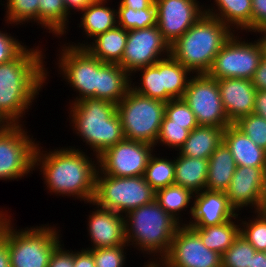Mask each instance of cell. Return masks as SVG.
<instances>
[{
	"label": "cell",
	"mask_w": 266,
	"mask_h": 267,
	"mask_svg": "<svg viewBox=\"0 0 266 267\" xmlns=\"http://www.w3.org/2000/svg\"><path fill=\"white\" fill-rule=\"evenodd\" d=\"M41 48L28 46L12 61L0 64L1 124L22 125L25 120L21 118L26 116L47 83L49 72L45 67V51Z\"/></svg>",
	"instance_id": "1"
},
{
	"label": "cell",
	"mask_w": 266,
	"mask_h": 267,
	"mask_svg": "<svg viewBox=\"0 0 266 267\" xmlns=\"http://www.w3.org/2000/svg\"><path fill=\"white\" fill-rule=\"evenodd\" d=\"M40 145L38 141L34 154V171L40 169L39 175H43L48 192L56 196H72L86 204L92 202L99 170L98 157L90 158L83 149L76 146L59 147L48 152V149L45 151Z\"/></svg>",
	"instance_id": "2"
},
{
	"label": "cell",
	"mask_w": 266,
	"mask_h": 267,
	"mask_svg": "<svg viewBox=\"0 0 266 267\" xmlns=\"http://www.w3.org/2000/svg\"><path fill=\"white\" fill-rule=\"evenodd\" d=\"M69 122L73 133L98 157L109 147L125 139L116 104L84 98L69 105Z\"/></svg>",
	"instance_id": "3"
},
{
	"label": "cell",
	"mask_w": 266,
	"mask_h": 267,
	"mask_svg": "<svg viewBox=\"0 0 266 267\" xmlns=\"http://www.w3.org/2000/svg\"><path fill=\"white\" fill-rule=\"evenodd\" d=\"M124 226L129 247L132 245L141 254L149 255L148 260H162L181 224L153 201L127 212Z\"/></svg>",
	"instance_id": "4"
},
{
	"label": "cell",
	"mask_w": 266,
	"mask_h": 267,
	"mask_svg": "<svg viewBox=\"0 0 266 267\" xmlns=\"http://www.w3.org/2000/svg\"><path fill=\"white\" fill-rule=\"evenodd\" d=\"M233 33L221 20L204 13L170 45V55L193 74H207Z\"/></svg>",
	"instance_id": "5"
},
{
	"label": "cell",
	"mask_w": 266,
	"mask_h": 267,
	"mask_svg": "<svg viewBox=\"0 0 266 267\" xmlns=\"http://www.w3.org/2000/svg\"><path fill=\"white\" fill-rule=\"evenodd\" d=\"M11 218L8 214L10 266L47 267L54 249L63 241L60 227L48 223L17 230Z\"/></svg>",
	"instance_id": "6"
},
{
	"label": "cell",
	"mask_w": 266,
	"mask_h": 267,
	"mask_svg": "<svg viewBox=\"0 0 266 267\" xmlns=\"http://www.w3.org/2000/svg\"><path fill=\"white\" fill-rule=\"evenodd\" d=\"M166 102L136 93L131 88L116 105L124 137L155 145L165 115Z\"/></svg>",
	"instance_id": "7"
},
{
	"label": "cell",
	"mask_w": 266,
	"mask_h": 267,
	"mask_svg": "<svg viewBox=\"0 0 266 267\" xmlns=\"http://www.w3.org/2000/svg\"><path fill=\"white\" fill-rule=\"evenodd\" d=\"M155 196L156 191L149 186L144 176L115 177L98 171L92 202L101 208L124 215L152 203Z\"/></svg>",
	"instance_id": "8"
},
{
	"label": "cell",
	"mask_w": 266,
	"mask_h": 267,
	"mask_svg": "<svg viewBox=\"0 0 266 267\" xmlns=\"http://www.w3.org/2000/svg\"><path fill=\"white\" fill-rule=\"evenodd\" d=\"M24 128V124L0 125V180L18 181L34 170L38 141Z\"/></svg>",
	"instance_id": "9"
},
{
	"label": "cell",
	"mask_w": 266,
	"mask_h": 267,
	"mask_svg": "<svg viewBox=\"0 0 266 267\" xmlns=\"http://www.w3.org/2000/svg\"><path fill=\"white\" fill-rule=\"evenodd\" d=\"M59 46L61 49L55 64L59 69L58 74L78 93L69 104L84 98L97 99L98 58L86 48L71 46L66 41Z\"/></svg>",
	"instance_id": "10"
},
{
	"label": "cell",
	"mask_w": 266,
	"mask_h": 267,
	"mask_svg": "<svg viewBox=\"0 0 266 267\" xmlns=\"http://www.w3.org/2000/svg\"><path fill=\"white\" fill-rule=\"evenodd\" d=\"M237 34V35H236ZM234 32L215 56L212 67L207 72L210 78H240L252 80L259 62L264 56L253 41L241 40Z\"/></svg>",
	"instance_id": "11"
},
{
	"label": "cell",
	"mask_w": 266,
	"mask_h": 267,
	"mask_svg": "<svg viewBox=\"0 0 266 267\" xmlns=\"http://www.w3.org/2000/svg\"><path fill=\"white\" fill-rule=\"evenodd\" d=\"M183 99L194 113L198 125L225 129L232 124L223 107L218 81L207 74H195L190 78Z\"/></svg>",
	"instance_id": "12"
},
{
	"label": "cell",
	"mask_w": 266,
	"mask_h": 267,
	"mask_svg": "<svg viewBox=\"0 0 266 267\" xmlns=\"http://www.w3.org/2000/svg\"><path fill=\"white\" fill-rule=\"evenodd\" d=\"M169 55L170 45L164 39L157 25L133 29L127 31L126 46L119 65L133 79L137 70L154 65Z\"/></svg>",
	"instance_id": "13"
},
{
	"label": "cell",
	"mask_w": 266,
	"mask_h": 267,
	"mask_svg": "<svg viewBox=\"0 0 266 267\" xmlns=\"http://www.w3.org/2000/svg\"><path fill=\"white\" fill-rule=\"evenodd\" d=\"M154 149L149 143L124 139L98 156V171L115 177L144 176Z\"/></svg>",
	"instance_id": "14"
},
{
	"label": "cell",
	"mask_w": 266,
	"mask_h": 267,
	"mask_svg": "<svg viewBox=\"0 0 266 267\" xmlns=\"http://www.w3.org/2000/svg\"><path fill=\"white\" fill-rule=\"evenodd\" d=\"M162 261L169 267H221L222 260L218 252L203 244L191 227L181 225Z\"/></svg>",
	"instance_id": "15"
},
{
	"label": "cell",
	"mask_w": 266,
	"mask_h": 267,
	"mask_svg": "<svg viewBox=\"0 0 266 267\" xmlns=\"http://www.w3.org/2000/svg\"><path fill=\"white\" fill-rule=\"evenodd\" d=\"M200 3L197 0H155L157 27L169 45L204 14V5Z\"/></svg>",
	"instance_id": "16"
},
{
	"label": "cell",
	"mask_w": 266,
	"mask_h": 267,
	"mask_svg": "<svg viewBox=\"0 0 266 267\" xmlns=\"http://www.w3.org/2000/svg\"><path fill=\"white\" fill-rule=\"evenodd\" d=\"M94 211L89 212L87 232L92 243L86 249L116 247L126 244L124 215L110 209H104L89 202Z\"/></svg>",
	"instance_id": "17"
},
{
	"label": "cell",
	"mask_w": 266,
	"mask_h": 267,
	"mask_svg": "<svg viewBox=\"0 0 266 267\" xmlns=\"http://www.w3.org/2000/svg\"><path fill=\"white\" fill-rule=\"evenodd\" d=\"M193 199L192 216H190L189 221H184V225L188 227L219 225L237 214L236 210L229 204L225 192L205 189L194 193Z\"/></svg>",
	"instance_id": "18"
},
{
	"label": "cell",
	"mask_w": 266,
	"mask_h": 267,
	"mask_svg": "<svg viewBox=\"0 0 266 267\" xmlns=\"http://www.w3.org/2000/svg\"><path fill=\"white\" fill-rule=\"evenodd\" d=\"M265 167L237 166L226 196L237 213L244 208L258 211L259 197ZM244 207V208H243Z\"/></svg>",
	"instance_id": "19"
},
{
	"label": "cell",
	"mask_w": 266,
	"mask_h": 267,
	"mask_svg": "<svg viewBox=\"0 0 266 267\" xmlns=\"http://www.w3.org/2000/svg\"><path fill=\"white\" fill-rule=\"evenodd\" d=\"M217 81L224 110L232 124L253 113L257 90L252 80L225 78Z\"/></svg>",
	"instance_id": "20"
},
{
	"label": "cell",
	"mask_w": 266,
	"mask_h": 267,
	"mask_svg": "<svg viewBox=\"0 0 266 267\" xmlns=\"http://www.w3.org/2000/svg\"><path fill=\"white\" fill-rule=\"evenodd\" d=\"M109 0H95L89 4L84 10L78 14L80 15L79 28L84 32V35L87 36L82 41V43L69 42L67 44L75 47H85L88 44V39L95 38L101 33L113 29L117 26V9L107 6ZM84 42V43H83ZM74 43V44H73Z\"/></svg>",
	"instance_id": "21"
},
{
	"label": "cell",
	"mask_w": 266,
	"mask_h": 267,
	"mask_svg": "<svg viewBox=\"0 0 266 267\" xmlns=\"http://www.w3.org/2000/svg\"><path fill=\"white\" fill-rule=\"evenodd\" d=\"M223 143L229 149L237 166L266 167V151L258 147L234 124L225 128Z\"/></svg>",
	"instance_id": "22"
},
{
	"label": "cell",
	"mask_w": 266,
	"mask_h": 267,
	"mask_svg": "<svg viewBox=\"0 0 266 267\" xmlns=\"http://www.w3.org/2000/svg\"><path fill=\"white\" fill-rule=\"evenodd\" d=\"M131 88V76L115 63L98 59L97 99L118 104Z\"/></svg>",
	"instance_id": "23"
},
{
	"label": "cell",
	"mask_w": 266,
	"mask_h": 267,
	"mask_svg": "<svg viewBox=\"0 0 266 267\" xmlns=\"http://www.w3.org/2000/svg\"><path fill=\"white\" fill-rule=\"evenodd\" d=\"M204 13L221 20L233 32L247 33L251 28L252 0H214L213 5H205Z\"/></svg>",
	"instance_id": "24"
},
{
	"label": "cell",
	"mask_w": 266,
	"mask_h": 267,
	"mask_svg": "<svg viewBox=\"0 0 266 267\" xmlns=\"http://www.w3.org/2000/svg\"><path fill=\"white\" fill-rule=\"evenodd\" d=\"M223 128L198 125L192 130L179 149V154L199 159H209L211 154L223 142Z\"/></svg>",
	"instance_id": "25"
},
{
	"label": "cell",
	"mask_w": 266,
	"mask_h": 267,
	"mask_svg": "<svg viewBox=\"0 0 266 267\" xmlns=\"http://www.w3.org/2000/svg\"><path fill=\"white\" fill-rule=\"evenodd\" d=\"M237 168L236 162L227 146L222 142L211 154L205 189L226 192Z\"/></svg>",
	"instance_id": "26"
},
{
	"label": "cell",
	"mask_w": 266,
	"mask_h": 267,
	"mask_svg": "<svg viewBox=\"0 0 266 267\" xmlns=\"http://www.w3.org/2000/svg\"><path fill=\"white\" fill-rule=\"evenodd\" d=\"M86 48L94 57L104 63L119 64L124 54L127 31L120 26L101 33L92 39Z\"/></svg>",
	"instance_id": "27"
},
{
	"label": "cell",
	"mask_w": 266,
	"mask_h": 267,
	"mask_svg": "<svg viewBox=\"0 0 266 267\" xmlns=\"http://www.w3.org/2000/svg\"><path fill=\"white\" fill-rule=\"evenodd\" d=\"M176 153L174 184L188 188L193 193L205 190L209 159L187 157Z\"/></svg>",
	"instance_id": "28"
},
{
	"label": "cell",
	"mask_w": 266,
	"mask_h": 267,
	"mask_svg": "<svg viewBox=\"0 0 266 267\" xmlns=\"http://www.w3.org/2000/svg\"><path fill=\"white\" fill-rule=\"evenodd\" d=\"M240 214V212L237 213L232 219L219 225L191 228L200 236L203 244L208 249L222 255L240 234V222L238 219Z\"/></svg>",
	"instance_id": "29"
},
{
	"label": "cell",
	"mask_w": 266,
	"mask_h": 267,
	"mask_svg": "<svg viewBox=\"0 0 266 267\" xmlns=\"http://www.w3.org/2000/svg\"><path fill=\"white\" fill-rule=\"evenodd\" d=\"M193 73L171 55L161 60L162 89H165V102L181 99L184 96Z\"/></svg>",
	"instance_id": "30"
},
{
	"label": "cell",
	"mask_w": 266,
	"mask_h": 267,
	"mask_svg": "<svg viewBox=\"0 0 266 267\" xmlns=\"http://www.w3.org/2000/svg\"><path fill=\"white\" fill-rule=\"evenodd\" d=\"M193 197L194 193L190 189L173 184L158 189L156 191L155 201L176 221L184 225L183 219L181 218V211L186 212V210H189L187 214L192 216Z\"/></svg>",
	"instance_id": "31"
},
{
	"label": "cell",
	"mask_w": 266,
	"mask_h": 267,
	"mask_svg": "<svg viewBox=\"0 0 266 267\" xmlns=\"http://www.w3.org/2000/svg\"><path fill=\"white\" fill-rule=\"evenodd\" d=\"M69 18L71 16L65 8L64 0H39L37 26L49 30V34L61 38L68 33Z\"/></svg>",
	"instance_id": "32"
},
{
	"label": "cell",
	"mask_w": 266,
	"mask_h": 267,
	"mask_svg": "<svg viewBox=\"0 0 266 267\" xmlns=\"http://www.w3.org/2000/svg\"><path fill=\"white\" fill-rule=\"evenodd\" d=\"M157 157L153 153L147 163L144 178L155 191L174 184L175 180V157Z\"/></svg>",
	"instance_id": "33"
},
{
	"label": "cell",
	"mask_w": 266,
	"mask_h": 267,
	"mask_svg": "<svg viewBox=\"0 0 266 267\" xmlns=\"http://www.w3.org/2000/svg\"><path fill=\"white\" fill-rule=\"evenodd\" d=\"M140 72L138 84L131 79V89L136 93L165 102V89H162L161 60L154 65L143 67L134 74ZM137 84V85H136Z\"/></svg>",
	"instance_id": "34"
},
{
	"label": "cell",
	"mask_w": 266,
	"mask_h": 267,
	"mask_svg": "<svg viewBox=\"0 0 266 267\" xmlns=\"http://www.w3.org/2000/svg\"><path fill=\"white\" fill-rule=\"evenodd\" d=\"M5 23L9 27V24L24 25L28 22L38 23V6L39 0H5ZM2 2V0H1Z\"/></svg>",
	"instance_id": "35"
},
{
	"label": "cell",
	"mask_w": 266,
	"mask_h": 267,
	"mask_svg": "<svg viewBox=\"0 0 266 267\" xmlns=\"http://www.w3.org/2000/svg\"><path fill=\"white\" fill-rule=\"evenodd\" d=\"M253 218L245 216L240 221V234L256 249V251H266V213L254 211ZM256 216H255V215ZM244 219H247V221ZM249 219V220H248ZM242 220V221H241Z\"/></svg>",
	"instance_id": "36"
},
{
	"label": "cell",
	"mask_w": 266,
	"mask_h": 267,
	"mask_svg": "<svg viewBox=\"0 0 266 267\" xmlns=\"http://www.w3.org/2000/svg\"><path fill=\"white\" fill-rule=\"evenodd\" d=\"M117 25L126 31L155 26L157 25L156 8L133 10L118 4Z\"/></svg>",
	"instance_id": "37"
},
{
	"label": "cell",
	"mask_w": 266,
	"mask_h": 267,
	"mask_svg": "<svg viewBox=\"0 0 266 267\" xmlns=\"http://www.w3.org/2000/svg\"><path fill=\"white\" fill-rule=\"evenodd\" d=\"M256 249L241 235L221 255V267H251Z\"/></svg>",
	"instance_id": "38"
},
{
	"label": "cell",
	"mask_w": 266,
	"mask_h": 267,
	"mask_svg": "<svg viewBox=\"0 0 266 267\" xmlns=\"http://www.w3.org/2000/svg\"><path fill=\"white\" fill-rule=\"evenodd\" d=\"M189 134L187 125L170 124V119L164 115L154 148L158 145H164L168 149L172 148L173 150L174 148L175 151H179Z\"/></svg>",
	"instance_id": "39"
},
{
	"label": "cell",
	"mask_w": 266,
	"mask_h": 267,
	"mask_svg": "<svg viewBox=\"0 0 266 267\" xmlns=\"http://www.w3.org/2000/svg\"><path fill=\"white\" fill-rule=\"evenodd\" d=\"M234 125L266 151V120L263 117L252 113L240 118Z\"/></svg>",
	"instance_id": "40"
},
{
	"label": "cell",
	"mask_w": 266,
	"mask_h": 267,
	"mask_svg": "<svg viewBox=\"0 0 266 267\" xmlns=\"http://www.w3.org/2000/svg\"><path fill=\"white\" fill-rule=\"evenodd\" d=\"M165 116L170 119V124L187 125L190 132L198 126L194 113L183 98L166 102Z\"/></svg>",
	"instance_id": "41"
},
{
	"label": "cell",
	"mask_w": 266,
	"mask_h": 267,
	"mask_svg": "<svg viewBox=\"0 0 266 267\" xmlns=\"http://www.w3.org/2000/svg\"><path fill=\"white\" fill-rule=\"evenodd\" d=\"M126 247V248H125ZM129 245L89 249L95 261V267H124L126 264V251Z\"/></svg>",
	"instance_id": "42"
},
{
	"label": "cell",
	"mask_w": 266,
	"mask_h": 267,
	"mask_svg": "<svg viewBox=\"0 0 266 267\" xmlns=\"http://www.w3.org/2000/svg\"><path fill=\"white\" fill-rule=\"evenodd\" d=\"M14 35L7 31L0 30V64L7 63L15 59L25 48Z\"/></svg>",
	"instance_id": "43"
},
{
	"label": "cell",
	"mask_w": 266,
	"mask_h": 267,
	"mask_svg": "<svg viewBox=\"0 0 266 267\" xmlns=\"http://www.w3.org/2000/svg\"><path fill=\"white\" fill-rule=\"evenodd\" d=\"M47 267H74V251L66 249L61 242L51 254Z\"/></svg>",
	"instance_id": "44"
},
{
	"label": "cell",
	"mask_w": 266,
	"mask_h": 267,
	"mask_svg": "<svg viewBox=\"0 0 266 267\" xmlns=\"http://www.w3.org/2000/svg\"><path fill=\"white\" fill-rule=\"evenodd\" d=\"M8 213L0 218V267H11L8 249Z\"/></svg>",
	"instance_id": "45"
},
{
	"label": "cell",
	"mask_w": 266,
	"mask_h": 267,
	"mask_svg": "<svg viewBox=\"0 0 266 267\" xmlns=\"http://www.w3.org/2000/svg\"><path fill=\"white\" fill-rule=\"evenodd\" d=\"M266 23V0H252L251 27Z\"/></svg>",
	"instance_id": "46"
},
{
	"label": "cell",
	"mask_w": 266,
	"mask_h": 267,
	"mask_svg": "<svg viewBox=\"0 0 266 267\" xmlns=\"http://www.w3.org/2000/svg\"><path fill=\"white\" fill-rule=\"evenodd\" d=\"M253 86L257 91L266 90V57L263 56L259 62L252 78Z\"/></svg>",
	"instance_id": "47"
},
{
	"label": "cell",
	"mask_w": 266,
	"mask_h": 267,
	"mask_svg": "<svg viewBox=\"0 0 266 267\" xmlns=\"http://www.w3.org/2000/svg\"><path fill=\"white\" fill-rule=\"evenodd\" d=\"M74 267H95V261L89 249L74 250Z\"/></svg>",
	"instance_id": "48"
},
{
	"label": "cell",
	"mask_w": 266,
	"mask_h": 267,
	"mask_svg": "<svg viewBox=\"0 0 266 267\" xmlns=\"http://www.w3.org/2000/svg\"><path fill=\"white\" fill-rule=\"evenodd\" d=\"M248 33H256L260 36L259 38H257L254 40V42L256 43L257 47L262 51L263 55L266 54V23L265 24H260V25H255L253 27H251L248 31Z\"/></svg>",
	"instance_id": "49"
},
{
	"label": "cell",
	"mask_w": 266,
	"mask_h": 267,
	"mask_svg": "<svg viewBox=\"0 0 266 267\" xmlns=\"http://www.w3.org/2000/svg\"><path fill=\"white\" fill-rule=\"evenodd\" d=\"M253 113L266 120V90L256 92Z\"/></svg>",
	"instance_id": "50"
},
{
	"label": "cell",
	"mask_w": 266,
	"mask_h": 267,
	"mask_svg": "<svg viewBox=\"0 0 266 267\" xmlns=\"http://www.w3.org/2000/svg\"><path fill=\"white\" fill-rule=\"evenodd\" d=\"M118 3L121 7L132 8L133 10L156 8L155 0H120Z\"/></svg>",
	"instance_id": "51"
},
{
	"label": "cell",
	"mask_w": 266,
	"mask_h": 267,
	"mask_svg": "<svg viewBox=\"0 0 266 267\" xmlns=\"http://www.w3.org/2000/svg\"><path fill=\"white\" fill-rule=\"evenodd\" d=\"M94 1L95 0H64V4L67 12L71 15V12H74L73 14H75L76 11L81 12Z\"/></svg>",
	"instance_id": "52"
},
{
	"label": "cell",
	"mask_w": 266,
	"mask_h": 267,
	"mask_svg": "<svg viewBox=\"0 0 266 267\" xmlns=\"http://www.w3.org/2000/svg\"><path fill=\"white\" fill-rule=\"evenodd\" d=\"M259 212H266V167L263 172V180H262V187L259 197V205H258Z\"/></svg>",
	"instance_id": "53"
},
{
	"label": "cell",
	"mask_w": 266,
	"mask_h": 267,
	"mask_svg": "<svg viewBox=\"0 0 266 267\" xmlns=\"http://www.w3.org/2000/svg\"><path fill=\"white\" fill-rule=\"evenodd\" d=\"M251 267H266V252L256 251L252 255Z\"/></svg>",
	"instance_id": "54"
},
{
	"label": "cell",
	"mask_w": 266,
	"mask_h": 267,
	"mask_svg": "<svg viewBox=\"0 0 266 267\" xmlns=\"http://www.w3.org/2000/svg\"><path fill=\"white\" fill-rule=\"evenodd\" d=\"M143 267H159V260H147Z\"/></svg>",
	"instance_id": "55"
},
{
	"label": "cell",
	"mask_w": 266,
	"mask_h": 267,
	"mask_svg": "<svg viewBox=\"0 0 266 267\" xmlns=\"http://www.w3.org/2000/svg\"><path fill=\"white\" fill-rule=\"evenodd\" d=\"M159 267H169V266L162 260H159Z\"/></svg>",
	"instance_id": "56"
},
{
	"label": "cell",
	"mask_w": 266,
	"mask_h": 267,
	"mask_svg": "<svg viewBox=\"0 0 266 267\" xmlns=\"http://www.w3.org/2000/svg\"><path fill=\"white\" fill-rule=\"evenodd\" d=\"M0 209H1V208H0ZM5 212H6V210L4 211V210L1 209V211H0V218H1V216H2Z\"/></svg>",
	"instance_id": "57"
}]
</instances>
